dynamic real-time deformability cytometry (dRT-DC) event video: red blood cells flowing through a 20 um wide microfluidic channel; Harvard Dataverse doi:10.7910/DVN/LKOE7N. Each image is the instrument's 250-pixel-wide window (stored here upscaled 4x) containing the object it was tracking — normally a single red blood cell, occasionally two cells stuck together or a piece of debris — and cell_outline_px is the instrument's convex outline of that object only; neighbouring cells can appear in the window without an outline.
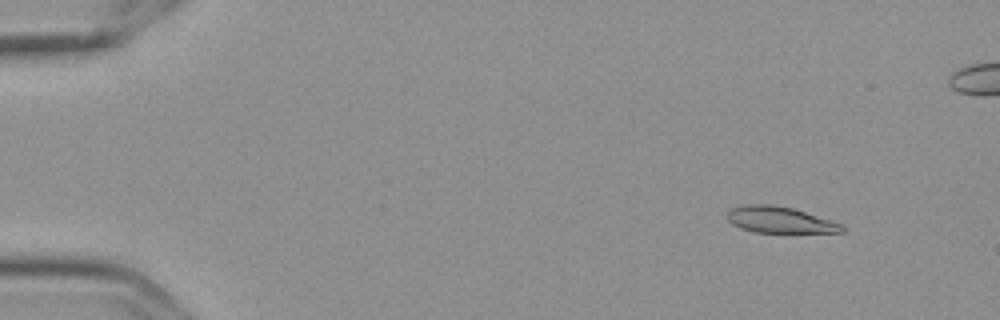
{"species": "Egyptian fruit bat (a non-hibernating species)", "species_latin": "Rousettus aegyptiacus", "temperature_condition": "cold", "stored_images_in_passage": 55, "camera_frame_rate_fps": 3000, "um_per_image_px": 0.085, "frame": {"image": 1, "passage_image": 3, "time_ms": 0.667, "image_size_px": [1000, 320], "cell_outline_px": [[844, 232], [756, 232], [740, 228], [732, 224], [728, 220], [728, 212], [732, 208], [748, 204], [768, 204], [792, 208], [840, 224], [844, 228]], "centroid_in_image_um": [66.22, 18.69], "position_along_channel_um": 18.8, "area_um2": 17.05}}
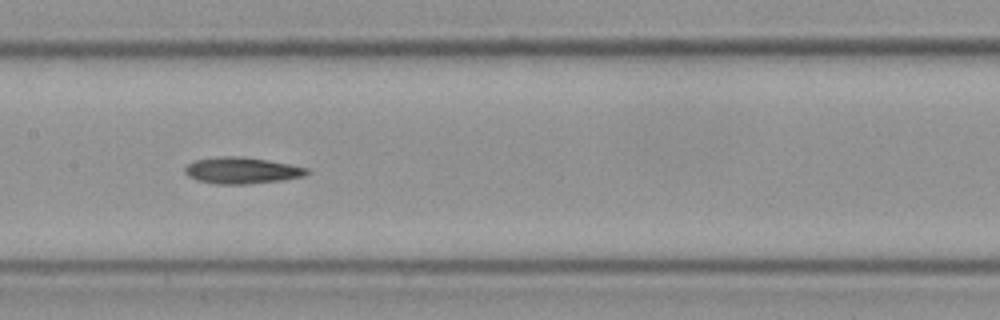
{"frame": {"image": 2, "passage_image": 26, "time_ms": 8.333, "image_size_px": [1000, 320], "cell_outline_px": [[308, 172], [304, 176], [280, 180], [248, 184], [216, 184], [196, 180], [188, 176], [184, 172], [184, 168], [188, 164], [196, 160], [224, 156], [244, 156], [268, 160], [308, 168]], "centroid_in_image_um": [20.52, 14.49], "position_along_channel_um": 186.9, "area_um2": 18.67}}
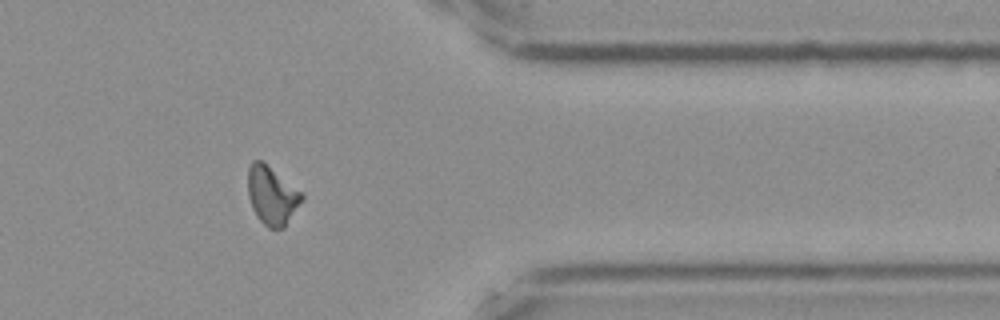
{"frame": {"image": 3, "passage_image": 44, "time_ms": 14.333, "image_size_px": [1000, 320], "cell_outline_px": [[304, 196], [284, 228], [268, 228], [256, 216], [252, 208], [248, 196], [248, 168], [252, 160], [260, 160], [300, 192]], "centroid_in_image_um": [23.06, 16.64], "position_along_channel_um": 388.3, "area_um2": 17.74}}